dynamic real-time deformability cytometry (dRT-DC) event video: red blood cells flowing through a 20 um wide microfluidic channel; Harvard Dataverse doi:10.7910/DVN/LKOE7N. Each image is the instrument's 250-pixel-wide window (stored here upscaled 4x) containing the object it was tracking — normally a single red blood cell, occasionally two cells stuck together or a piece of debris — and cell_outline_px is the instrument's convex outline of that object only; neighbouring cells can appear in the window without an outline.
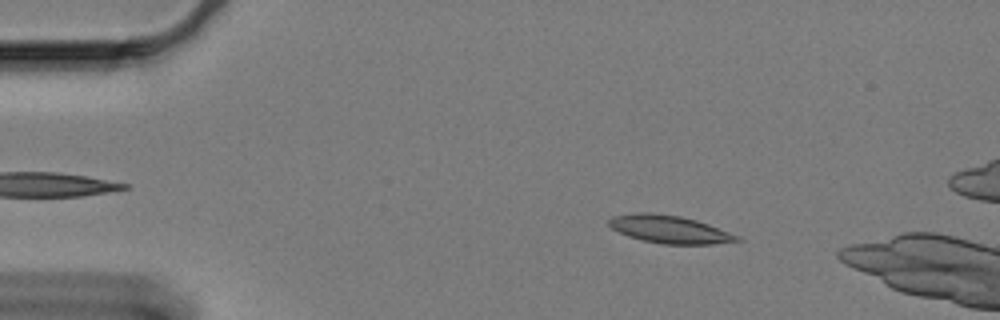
{"species": "Egyptian fruit bat (a non-hibernating species)", "species_latin": "Rousettus aegyptiacus", "temperature_condition": "cold", "stored_images_in_passage": 15, "camera_frame_rate_fps": 3000, "um_per_image_px": 0.085, "animal": {"sex": "female"}, "frame": {"image": 1, "passage_image": 9, "time_ms": 2.667, "image_size_px": [1000, 320], "cell_outline_px": [[744, 240], [712, 244], [664, 244], [644, 240], [628, 236], [612, 228], [608, 224], [608, 220], [612, 216], [640, 212], [648, 212], [680, 216], [696, 220], [708, 224], [740, 236]], "centroid_in_image_um": [56.93, 19.49], "position_along_channel_um": 28.1, "area_um2": 20.58}}